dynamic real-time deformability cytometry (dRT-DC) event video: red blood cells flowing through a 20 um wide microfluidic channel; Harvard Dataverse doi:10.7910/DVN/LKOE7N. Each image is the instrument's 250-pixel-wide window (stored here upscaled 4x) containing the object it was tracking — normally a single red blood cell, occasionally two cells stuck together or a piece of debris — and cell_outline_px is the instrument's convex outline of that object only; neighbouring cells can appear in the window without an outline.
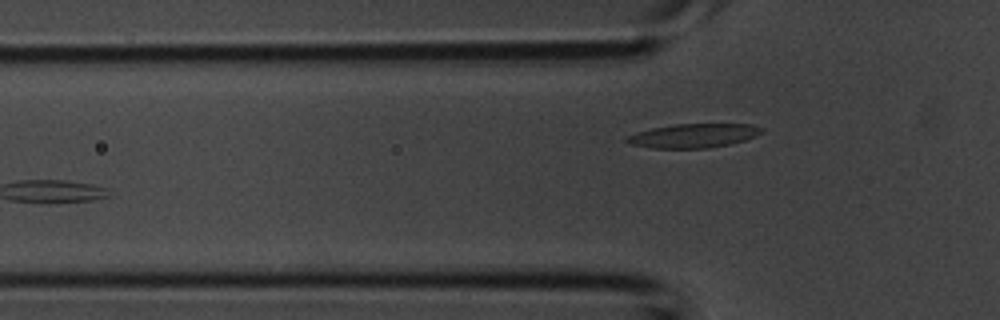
{"species": "common noctule bat (a hibernating species)", "species_latin": "Nyctalus noctula", "temperature_condition": "room temperature", "stored_images_in_passage": 5, "camera_frame_rate_fps": 3000, "um_per_image_px": 0.085, "animal": {"sex": "male", "body_mass_g": 20.1, "forearm_length_mm": 53.5}, "frame": {"image": 1, "passage_image": 3, "time_ms": 0.667, "image_size_px": [1000, 320], "cell_outline_px": [[764, 132], [756, 136], [732, 144], [708, 148], [652, 148], [632, 144], [624, 140], [628, 136], [636, 132], [652, 128], [676, 124], [752, 124], [764, 128]], "centroid_in_image_um": [59.0, 11.53], "position_along_channel_um": 66.8, "area_um2": 18.9}}
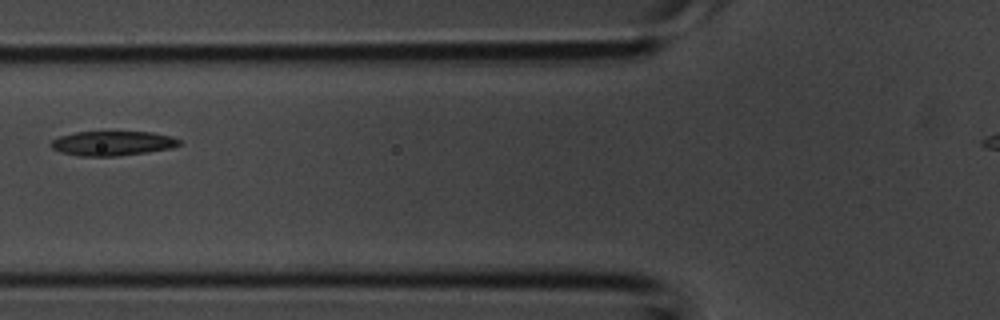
{"frame": {"image": 2, "passage_image": 4, "time_ms": 1.0, "image_size_px": [1000, 320], "cell_outline_px": [[184, 144], [172, 148], [148, 152], [116, 156], [80, 156], [60, 152], [52, 148], [48, 144], [52, 140], [60, 136], [76, 132], [152, 132], [172, 136], [180, 140]], "centroid_in_image_um": [9.59, 12.18], "position_along_channel_um": 116.2, "area_um2": 18.5}}